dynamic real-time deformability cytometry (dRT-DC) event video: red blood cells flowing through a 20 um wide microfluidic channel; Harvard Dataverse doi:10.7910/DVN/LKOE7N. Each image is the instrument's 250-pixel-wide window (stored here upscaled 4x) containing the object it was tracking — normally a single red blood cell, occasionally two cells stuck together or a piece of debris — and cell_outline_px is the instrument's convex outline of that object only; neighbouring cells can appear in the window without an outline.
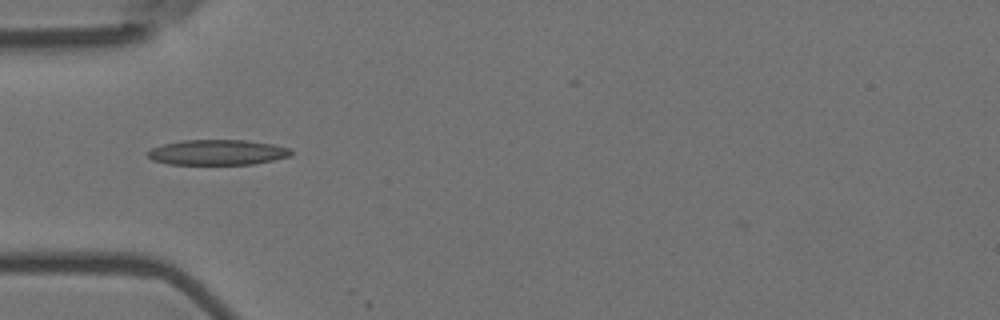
{"species": "Egyptian fruit bat (a non-hibernating species)", "species_latin": "Rousettus aegyptiacus", "temperature_condition": "room temperature", "stored_images_in_passage": 12, "camera_frame_rate_fps": 3000, "um_per_image_px": 0.085, "animal": {"sex": "female"}, "frame": {"image": 1, "passage_image": 6, "time_ms": 1.667, "image_size_px": [1000, 320], "cell_outline_px": [[292, 152], [288, 156], [272, 160], [252, 164], [168, 164], [152, 160], [144, 152], [152, 148], [164, 144], [184, 140], [244, 140], [272, 144], [292, 148]], "centroid_in_image_um": [18.45, 12.95], "position_along_channel_um": 66.6, "area_um2": 21.04}}
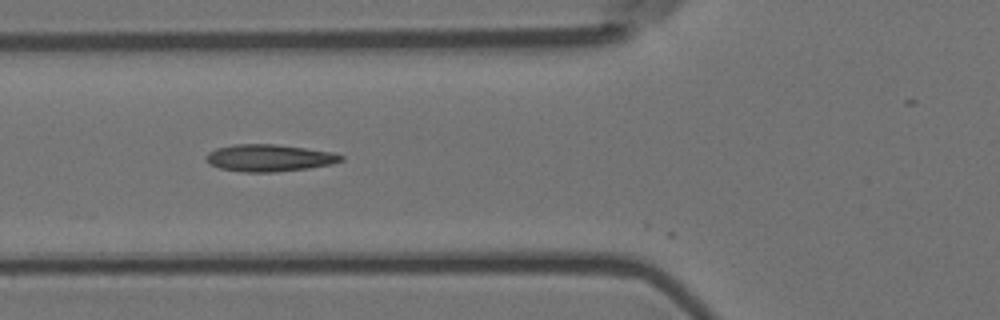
{"frame": {"image": 2, "passage_image": 9, "time_ms": 2.667, "image_size_px": [1000, 320], "cell_outline_px": [[344, 160], [332, 164], [308, 168], [276, 172], [244, 172], [220, 168], [208, 164], [204, 156], [208, 152], [216, 148], [236, 144], [276, 144], [332, 152], [344, 156]], "centroid_in_image_um": [22.86, 13.42], "position_along_channel_um": 102.9, "area_um2": 21.33}}